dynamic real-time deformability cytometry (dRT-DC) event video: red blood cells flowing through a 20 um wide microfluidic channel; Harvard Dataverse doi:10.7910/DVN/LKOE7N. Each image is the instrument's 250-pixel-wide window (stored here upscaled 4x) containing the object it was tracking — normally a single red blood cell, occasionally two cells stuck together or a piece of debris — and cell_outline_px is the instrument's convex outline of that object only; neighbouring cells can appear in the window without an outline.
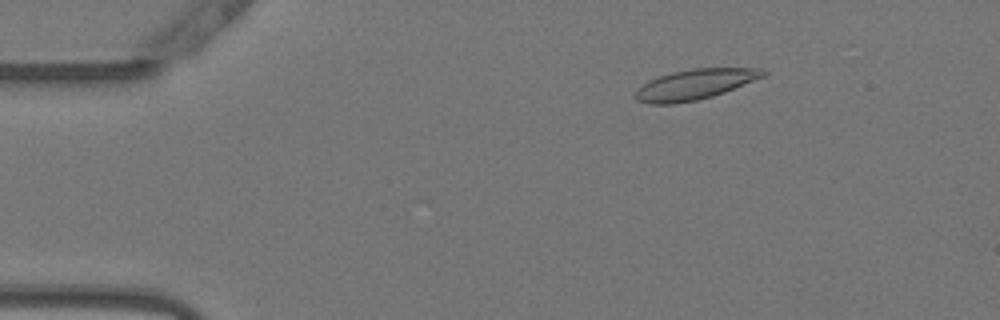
{"species": "Egyptian fruit bat (a non-hibernating species)", "species_latin": "Rousettus aegyptiacus", "temperature_condition": "warm", "stored_images_in_passage": 47, "camera_frame_rate_fps": 3000, "um_per_image_px": 0.085, "animal": {"sex": "female"}, "frame": {"image": 1, "passage_image": 9, "time_ms": 2.667, "image_size_px": [1000, 320], "cell_outline_px": [[768, 72], [764, 76], [724, 92], [712, 96], [696, 100], [676, 104], [648, 104], [636, 100], [636, 92], [648, 80], [672, 72], [692, 68], [764, 68]], "centroid_in_image_um": [59.07, 7.17], "position_along_channel_um": 25.9, "area_um2": 22.37}}
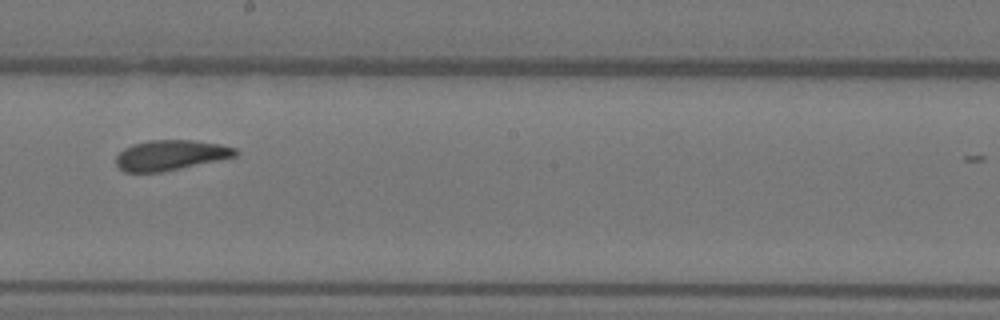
{"frame": {"image": 2, "passage_image": 31, "time_ms": 10.0, "image_size_px": [1000, 320], "cell_outline_px": [[240, 152], [236, 156], [180, 168], [160, 172], [124, 172], [116, 164], [116, 156], [124, 148], [132, 144], [148, 140], [192, 140], [220, 144], [236, 148]], "centroid_in_image_um": [14.49, 13.18], "position_along_channel_um": 233.7, "area_um2": 20.92}}
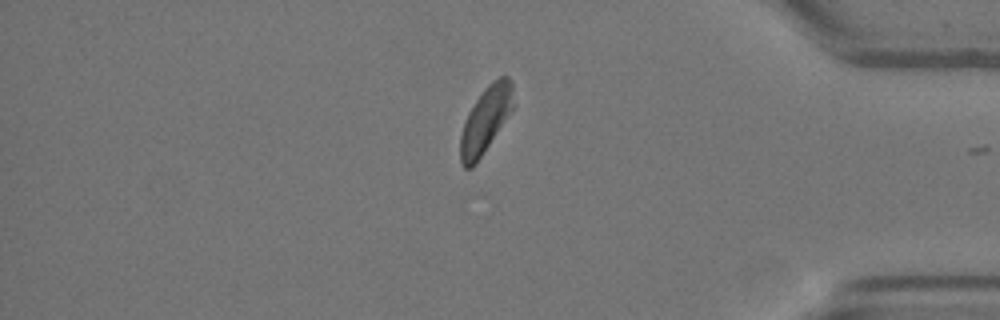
{"frame": {"image": 3, "passage_image": 46, "time_ms": 15.0, "image_size_px": [1000, 320], "cell_outline_px": [[512, 108], [476, 164], [472, 168], [464, 168], [460, 160], [460, 136], [468, 112], [484, 88], [492, 80], [500, 76], [508, 76], [512, 80]], "centroid_in_image_um": [41.24, 10.18], "position_along_channel_um": 394.0, "area_um2": 19.88}, "authors_computed_cell_mechanics": {"area_um2": 21.8484, "velocity_mm_per_s": 3.7597, "shape_relaxation_time_tau1_ms": 6.4029, "shape_relaxation_time_tau2_ms": 2.8973, "deformation_change_tau1": 0.1722, "deformation_change_tau2": 0.0981}}